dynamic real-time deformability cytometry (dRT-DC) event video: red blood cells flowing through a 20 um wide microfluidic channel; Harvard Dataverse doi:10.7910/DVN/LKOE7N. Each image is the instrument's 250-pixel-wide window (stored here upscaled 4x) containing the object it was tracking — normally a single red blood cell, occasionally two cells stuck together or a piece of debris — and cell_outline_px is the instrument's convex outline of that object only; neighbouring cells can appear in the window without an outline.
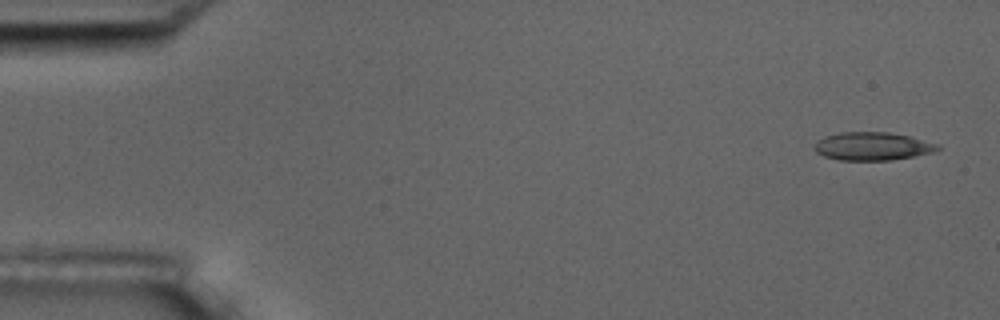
{"species": "common noctule bat (a hibernating species)", "species_latin": "Nyctalus noctula", "temperature_condition": "room temperature", "stored_images_in_passage": 5, "camera_frame_rate_fps": 3000, "um_per_image_px": 0.085, "animal": {"sex": "male", "body_mass_g": 17.5, "forearm_length_mm": 52.3}, "frame": {"image": 1, "passage_image": 1, "time_ms": 0.0, "image_size_px": [1000, 320], "cell_outline_px": [[940, 148], [932, 152], [892, 160], [840, 160], [824, 156], [816, 152], [816, 144], [824, 136], [840, 132], [888, 132], [908, 136], [940, 144]], "centroid_in_image_um": [74.17, 12.43], "position_along_channel_um": 10.8, "area_um2": 19.94}}
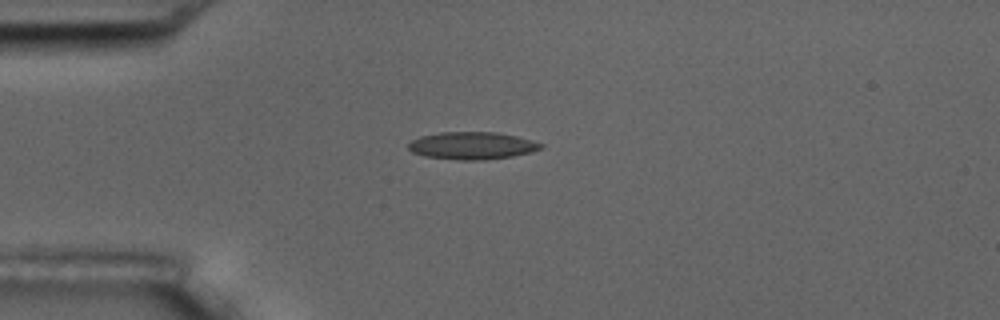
{"frame": {"image": 2, "passage_image": 4, "time_ms": 4.0, "image_size_px": [1000, 320], "cell_outline_px": [[544, 148], [532, 152], [512, 156], [484, 160], [456, 160], [424, 156], [412, 152], [408, 148], [408, 144], [412, 140], [420, 136], [440, 132], [496, 132], [516, 136], [532, 140], [544, 144]], "centroid_in_image_um": [40.14, 12.38], "position_along_channel_um": 44.9, "area_um2": 21.33}}